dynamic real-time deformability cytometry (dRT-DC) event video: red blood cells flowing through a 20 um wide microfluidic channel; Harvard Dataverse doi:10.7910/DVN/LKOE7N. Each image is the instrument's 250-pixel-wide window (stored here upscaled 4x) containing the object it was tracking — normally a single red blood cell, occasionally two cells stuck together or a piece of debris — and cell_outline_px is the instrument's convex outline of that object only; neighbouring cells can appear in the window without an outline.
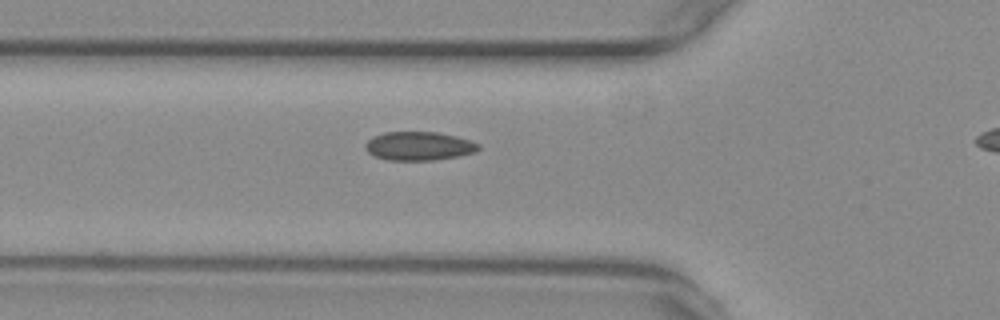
{"species": "common noctule bat (a hibernating species)", "species_latin": "Nyctalus noctula", "temperature_condition": "warm", "stored_images_in_passage": 30, "camera_frame_rate_fps": 3000, "um_per_image_px": 0.085, "animal": {"sex": "female", "body_mass_g": 29.2, "forearm_length_mm": 56.3}, "frame": {"image": 1, "passage_image": 2, "time_ms": 0.333, "image_size_px": [1000, 320], "cell_outline_px": [[480, 148], [476, 152], [456, 156], [432, 160], [388, 160], [376, 156], [368, 152], [364, 144], [372, 136], [384, 132], [436, 132], [456, 136], [480, 144]], "centroid_in_image_um": [35.59, 12.4], "position_along_channel_um": 90.2, "area_um2": 18.79}}
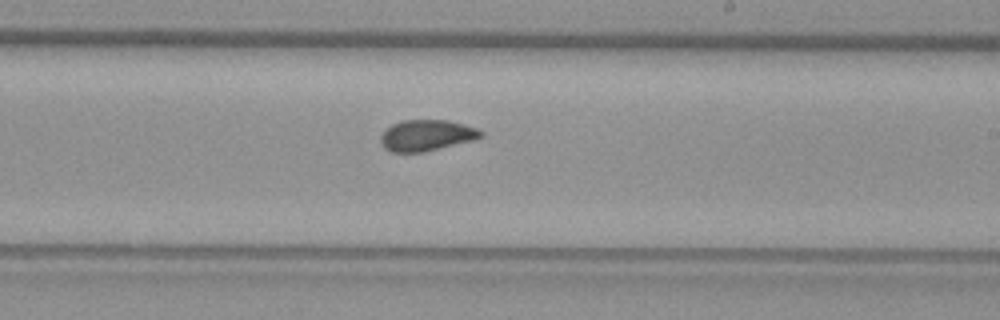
{"frame": {"image": 2, "passage_image": 15, "time_ms": 4.667, "image_size_px": [1000, 320], "cell_outline_px": [[484, 136], [476, 140], [424, 152], [392, 152], [384, 148], [380, 140], [380, 136], [392, 124], [400, 120], [448, 120], [464, 124], [476, 128], [484, 132]], "centroid_in_image_um": [36.3, 11.51], "position_along_channel_um": 252.7, "area_um2": 18.32}}
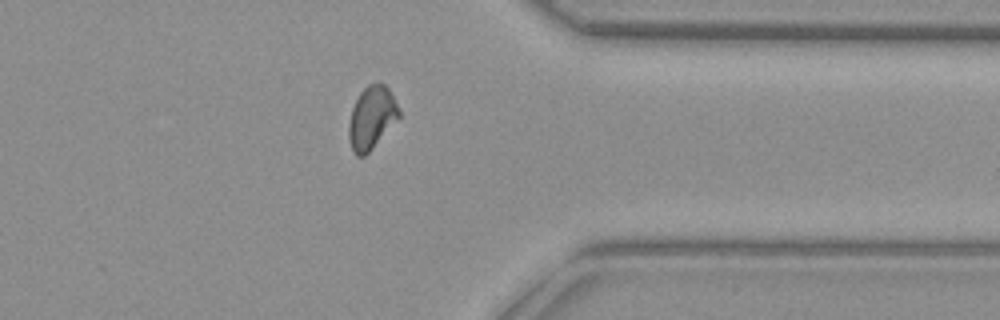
{"frame": {"image": 3, "passage_image": 26, "time_ms": 8.333, "image_size_px": [1000, 320], "cell_outline_px": [[400, 116], [372, 148], [364, 156], [356, 156], [352, 152], [348, 136], [348, 124], [352, 108], [360, 92], [368, 84], [384, 84], [388, 88], [400, 112]], "centroid_in_image_um": [31.55, 10.02], "position_along_channel_um": 379.9, "area_um2": 18.03}}